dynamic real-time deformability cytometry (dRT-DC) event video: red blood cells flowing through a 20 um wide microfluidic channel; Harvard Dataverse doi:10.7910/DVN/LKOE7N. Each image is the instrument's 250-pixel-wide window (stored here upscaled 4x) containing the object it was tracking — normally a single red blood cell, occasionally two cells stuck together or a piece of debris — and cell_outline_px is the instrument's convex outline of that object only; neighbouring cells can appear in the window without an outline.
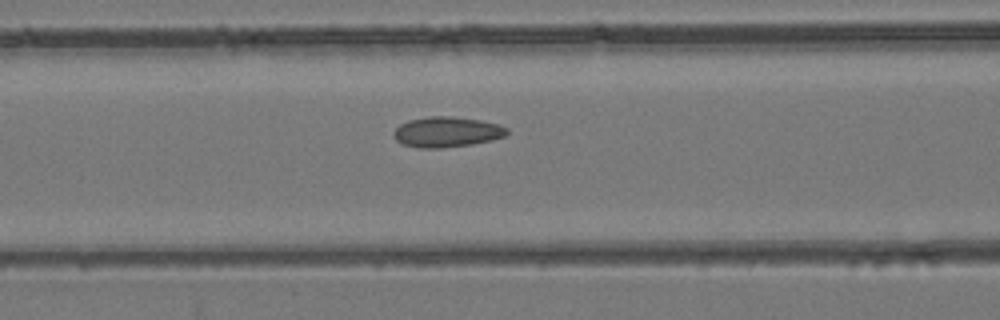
{"species": "common noctule bat (a hibernating species)", "species_latin": "Nyctalus noctula", "temperature_condition": "room temperature", "stored_images_in_passage": 49, "camera_frame_rate_fps": 3000, "um_per_image_px": 0.085, "animal": {"sex": "female", "body_mass_g": 24.6, "forearm_length_mm": 56.2}, "frame": {"image": 1, "passage_image": 21, "time_ms": 6.667, "image_size_px": [1000, 320], "cell_outline_px": [[508, 132], [504, 136], [492, 140], [472, 144], [440, 148], [420, 148], [404, 144], [396, 140], [392, 136], [392, 132], [400, 124], [408, 120], [428, 116], [452, 116], [480, 120], [500, 124], [508, 128]], "centroid_in_image_um": [37.97, 11.21], "position_along_channel_um": 128.6, "area_um2": 20.17}}
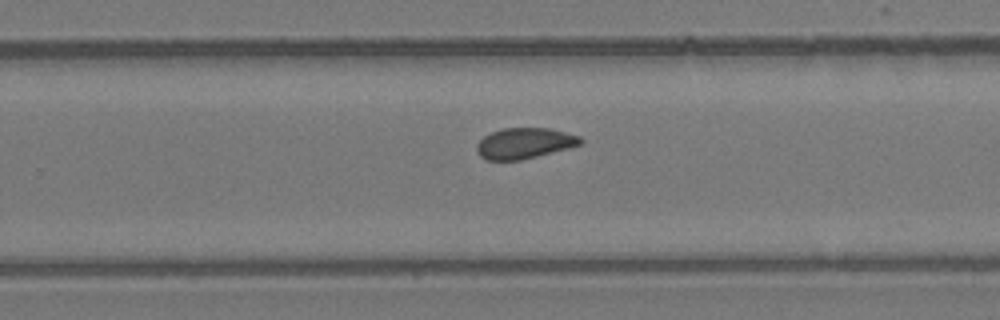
{"frame": {"image": 2, "passage_image": 32, "time_ms": 10.333, "image_size_px": [1000, 320], "cell_outline_px": [[584, 140], [580, 144], [568, 148], [520, 160], [484, 160], [476, 152], [476, 144], [484, 136], [492, 132], [504, 128], [552, 128], [580, 136]], "centroid_in_image_um": [44.56, 12.17], "position_along_channel_um": 285.2, "area_um2": 18.61}}
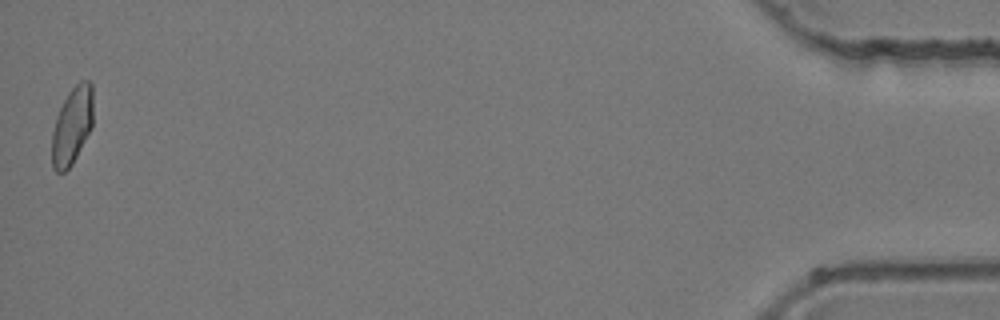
{"frame": {"image": 3, "passage_image": 49, "time_ms": 16.0, "image_size_px": [1000, 320], "cell_outline_px": [[92, 128], [72, 164], [64, 172], [56, 172], [52, 168], [52, 132], [56, 116], [68, 92], [80, 80], [88, 80], [92, 84]], "centroid_in_image_um": [6.12, 10.69], "position_along_channel_um": 429.1, "area_um2": 18.61}}